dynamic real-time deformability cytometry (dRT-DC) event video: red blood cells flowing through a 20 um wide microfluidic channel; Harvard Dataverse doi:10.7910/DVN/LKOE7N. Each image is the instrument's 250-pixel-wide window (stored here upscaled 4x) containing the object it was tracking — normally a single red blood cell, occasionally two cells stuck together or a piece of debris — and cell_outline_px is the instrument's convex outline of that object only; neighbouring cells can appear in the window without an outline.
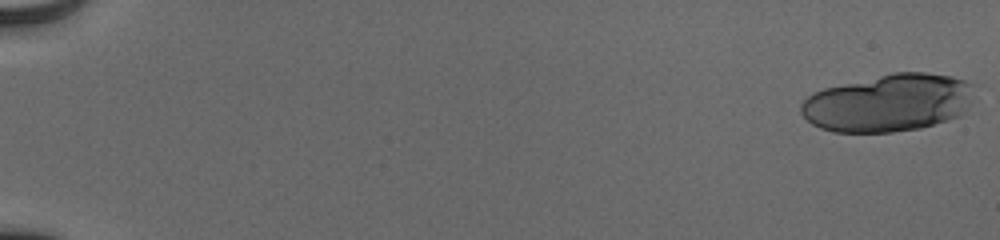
{"species": "human", "species_latin": "Homo sapiens", "temperature_condition": "cold", "stored_images_in_passage": 23, "camera_frame_rate_fps": 3000, "um_per_image_px": 0.085, "donor": {"sex": "male"}, "frame": {"image": 1, "passage_image": 1, "time_ms": 0.0, "image_size_px": [1000, 240], "cell_outline_px": [[972, 104], [960, 116], [948, 120], [920, 128], [892, 132], [832, 132], [820, 128], [812, 124], [800, 112], [800, 104], [808, 96], [824, 88], [892, 72], [924, 72], [952, 76], [964, 80], [972, 84]], "centroid_in_image_um": [75.53, 8.74], "position_along_channel_um": 9.5, "area_um2": 58.32}}
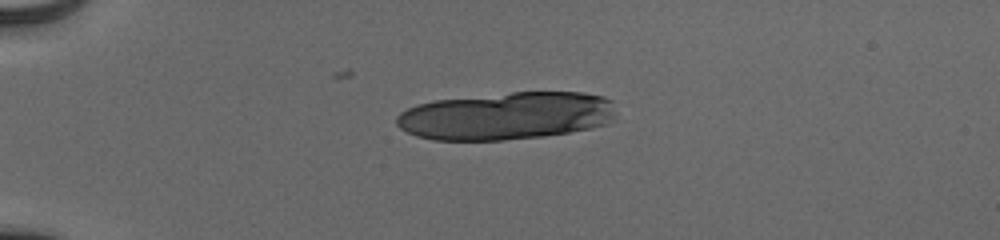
{"frame": {"image": 2, "passage_image": 15, "time_ms": 4.667, "image_size_px": [1000, 240], "cell_outline_px": [[612, 116], [604, 124], [592, 128], [544, 136], [504, 140], [432, 140], [416, 136], [400, 128], [396, 124], [396, 116], [400, 112], [416, 104], [436, 100], [512, 92], [584, 92], [604, 96], [612, 100]], "centroid_in_image_um": [42.98, 9.85], "position_along_channel_um": 42.0, "area_um2": 60.86}}